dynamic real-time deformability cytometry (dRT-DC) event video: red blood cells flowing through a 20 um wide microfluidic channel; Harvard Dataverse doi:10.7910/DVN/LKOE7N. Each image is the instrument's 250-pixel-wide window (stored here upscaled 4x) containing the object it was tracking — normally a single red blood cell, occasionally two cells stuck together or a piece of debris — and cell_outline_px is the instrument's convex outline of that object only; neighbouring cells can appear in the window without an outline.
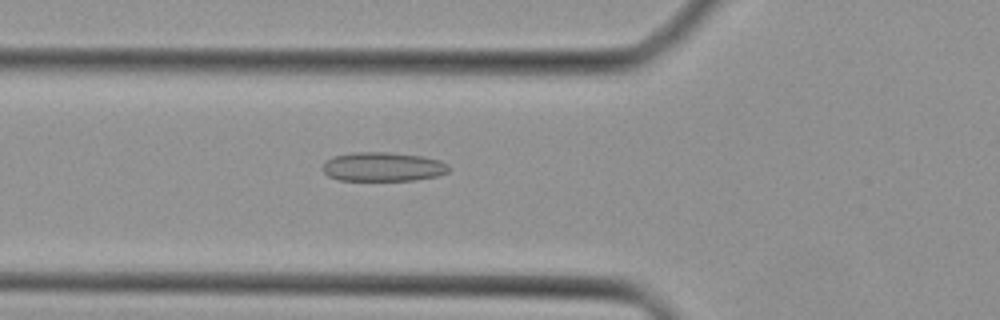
{"species": "Egyptian fruit bat (a non-hibernating species)", "species_latin": "Rousettus aegyptiacus", "temperature_condition": "cold", "stored_images_in_passage": 38, "camera_frame_rate_fps": 3000, "um_per_image_px": 0.085, "animal": {"sex": "female"}, "frame": {"image": 1, "passage_image": 12, "time_ms": 3.667, "image_size_px": [1000, 320], "cell_outline_px": [[448, 172], [436, 176], [412, 180], [340, 180], [328, 176], [320, 168], [332, 156], [352, 152], [388, 152], [420, 156], [440, 160], [448, 164]], "centroid_in_image_um": [32.51, 14.17], "position_along_channel_um": 93.3, "area_um2": 21.33}}
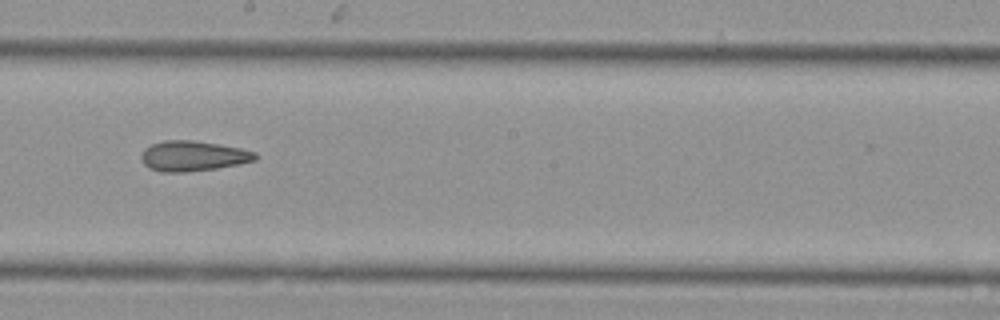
{"frame": {"image": 2, "passage_image": 21, "time_ms": 6.667, "image_size_px": [1000, 320], "cell_outline_px": [[256, 160], [216, 168], [184, 172], [160, 172], [148, 168], [144, 164], [140, 156], [144, 148], [152, 144], [164, 140], [192, 140], [220, 144], [240, 148], [256, 152]], "centroid_in_image_um": [16.36, 13.25], "position_along_channel_um": 231.8, "area_um2": 20.06}}
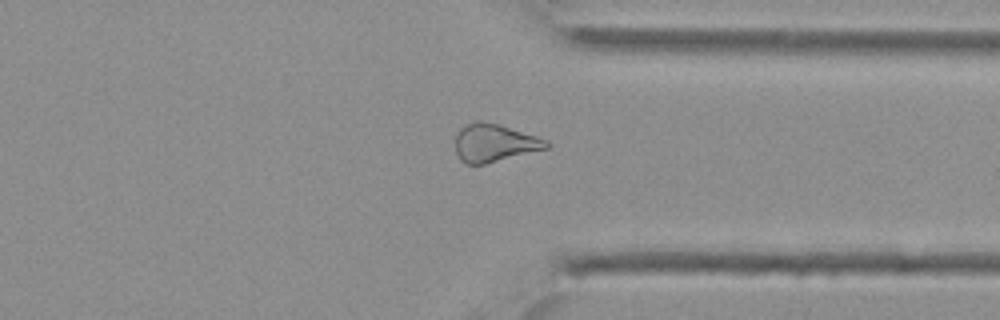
{"frame": {"image": 3, "passage_image": 30, "time_ms": 9.667, "image_size_px": [1000, 320], "cell_outline_px": [[552, 144], [548, 148], [484, 164], [464, 164], [460, 160], [456, 152], [456, 136], [460, 128], [476, 120], [480, 120], [500, 124], [548, 140]], "centroid_in_image_um": [42.03, 12.14], "position_along_channel_um": 369.4, "area_um2": 20.11}}